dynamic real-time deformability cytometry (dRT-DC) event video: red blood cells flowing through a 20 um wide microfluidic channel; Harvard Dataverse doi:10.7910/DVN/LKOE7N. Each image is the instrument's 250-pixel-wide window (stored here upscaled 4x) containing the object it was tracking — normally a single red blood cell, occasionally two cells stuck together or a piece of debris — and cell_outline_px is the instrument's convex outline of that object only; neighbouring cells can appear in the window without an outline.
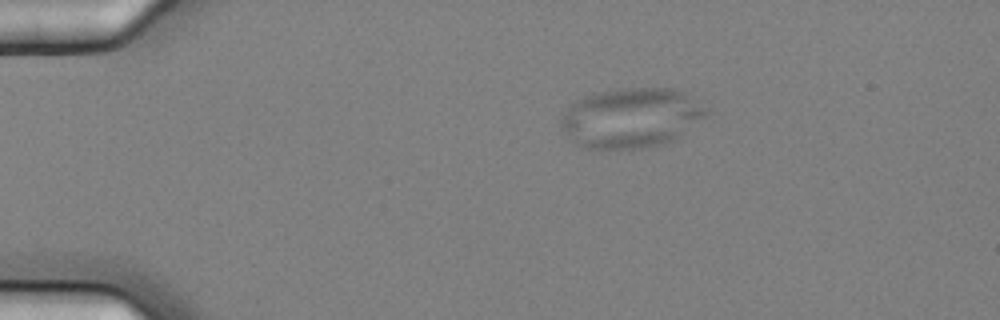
{"species": "common noctule bat (a hibernating species)", "species_latin": "Nyctalus noctula", "temperature_condition": "cold", "stored_images_in_passage": 3, "camera_frame_rate_fps": 3000, "um_per_image_px": 0.085, "animal": {"sex": "female", "body_mass_g": 25.1}, "frame": {"image": 1, "passage_image": 1, "time_ms": 0.0, "image_size_px": [1000, 320], "cell_outline_px": [[708, 112], [704, 116], [680, 136], [664, 144], [640, 148], [580, 148], [572, 140], [560, 124], [560, 120], [568, 108], [572, 104], [592, 92], [624, 88], [672, 88], [688, 92], [708, 108]], "centroid_in_image_um": [53.67, 10.0], "position_along_channel_um": 31.3, "area_um2": 50.58}}